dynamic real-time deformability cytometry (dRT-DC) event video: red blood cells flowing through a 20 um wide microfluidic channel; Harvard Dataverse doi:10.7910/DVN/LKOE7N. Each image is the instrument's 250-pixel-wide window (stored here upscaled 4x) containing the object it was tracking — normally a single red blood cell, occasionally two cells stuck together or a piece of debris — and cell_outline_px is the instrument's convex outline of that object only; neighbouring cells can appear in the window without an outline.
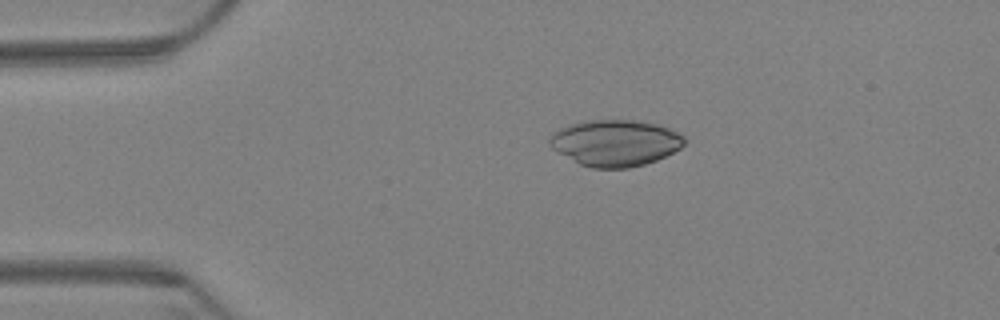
{"species": "Egyptian fruit bat (a non-hibernating species)", "species_latin": "Rousettus aegyptiacus", "temperature_condition": "warm", "stored_images_in_passage": 6, "camera_frame_rate_fps": 3000, "um_per_image_px": 0.085, "animal": {"sex": "female"}, "frame": {"image": 1, "passage_image": 2, "time_ms": 0.333, "image_size_px": [1000, 320], "cell_outline_px": [[688, 140], [680, 148], [656, 160], [644, 164], [628, 168], [592, 168], [580, 164], [552, 148], [548, 140], [556, 132], [572, 124], [588, 120], [636, 120], [656, 124], [668, 128], [684, 136]], "centroid_in_image_um": [52.34, 12.15], "position_along_channel_um": 32.7, "area_um2": 35.89}}
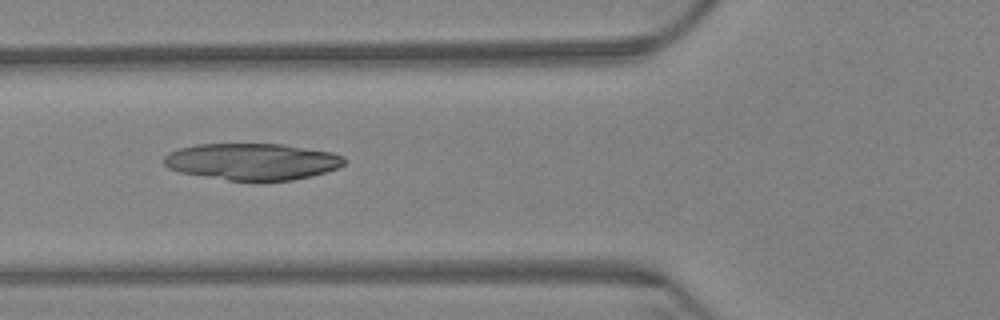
{"frame": {"image": 2, "passage_image": 5, "time_ms": 1.333, "image_size_px": [1000, 320], "cell_outline_px": [[348, 160], [344, 164], [336, 168], [312, 176], [292, 180], [228, 180], [180, 172], [168, 168], [164, 164], [164, 156], [180, 148], [196, 144], [284, 144], [332, 152], [344, 156]], "centroid_in_image_um": [21.47, 13.72], "position_along_channel_um": 104.3, "area_um2": 38.38}}
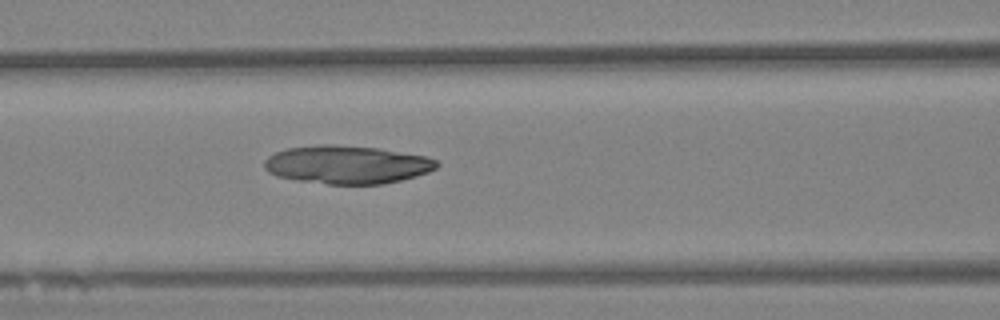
{"frame": {"image": 3, "passage_image": 6, "time_ms": 1.667, "image_size_px": [1000, 320], "cell_outline_px": [[440, 164], [436, 168], [428, 172], [416, 176], [384, 184], [328, 184], [296, 180], [276, 176], [268, 172], [264, 168], [264, 160], [268, 156], [276, 152], [288, 148], [324, 144], [336, 144], [376, 148], [424, 156], [436, 160]], "centroid_in_image_um": [29.47, 14.0], "position_along_channel_um": 137.1, "area_um2": 38.32}}